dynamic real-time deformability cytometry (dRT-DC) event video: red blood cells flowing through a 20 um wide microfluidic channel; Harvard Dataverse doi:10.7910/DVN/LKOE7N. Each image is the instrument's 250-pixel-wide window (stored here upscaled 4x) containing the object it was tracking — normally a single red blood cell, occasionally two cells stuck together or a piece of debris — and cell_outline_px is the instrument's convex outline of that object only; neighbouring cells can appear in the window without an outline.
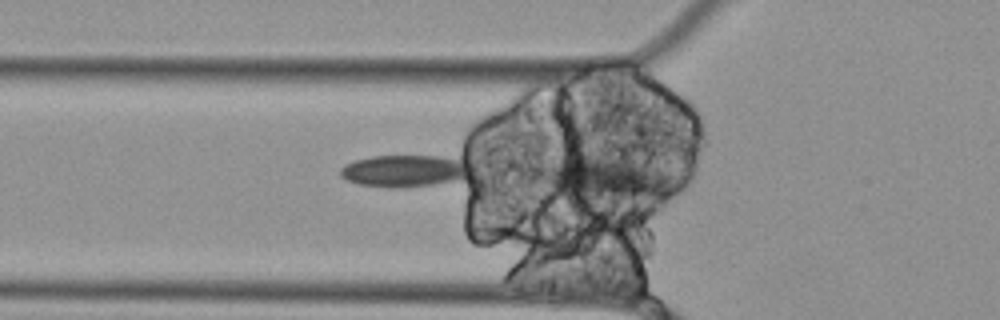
{"species": "Egyptian fruit bat (a non-hibernating species)", "species_latin": "Rousettus aegyptiacus", "temperature_condition": "cold", "stored_images_in_passage": 54, "camera_frame_rate_fps": 3000, "um_per_image_px": 0.085, "animal": {"sex": "female"}, "frame": {"image": 1, "passage_image": 17, "time_ms": 5.333, "image_size_px": [1000, 320], "cell_outline_px": [[472, 172], [460, 180], [404, 188], [388, 188], [360, 184], [348, 180], [340, 176], [340, 168], [344, 164], [356, 160], [372, 156], [436, 156], [468, 160], [472, 164]], "centroid_in_image_um": [34.45, 14.52], "position_along_channel_um": 91.4, "area_um2": 24.68}}
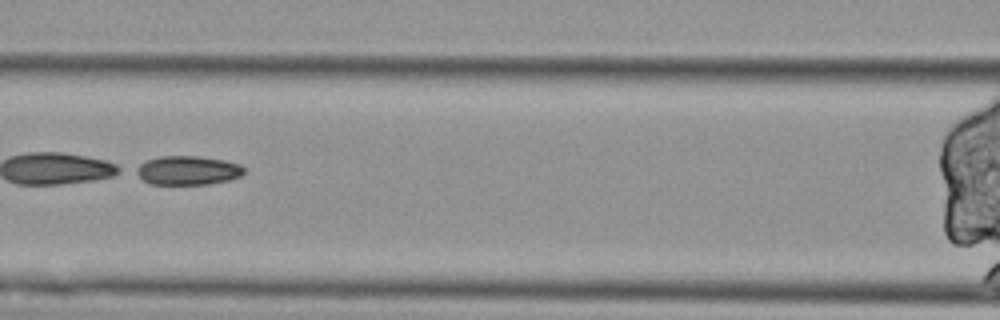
{"frame": {"image": 2, "passage_image": 23, "time_ms": 7.333, "image_size_px": [1000, 320], "cell_outline_px": [[244, 172], [240, 176], [228, 180], [208, 184], [148, 184], [132, 172], [132, 168], [148, 160], [160, 156], [196, 156], [224, 160], [240, 164], [244, 168]], "centroid_in_image_um": [15.89, 14.48], "position_along_channel_um": 150.7, "area_um2": 18.38}}